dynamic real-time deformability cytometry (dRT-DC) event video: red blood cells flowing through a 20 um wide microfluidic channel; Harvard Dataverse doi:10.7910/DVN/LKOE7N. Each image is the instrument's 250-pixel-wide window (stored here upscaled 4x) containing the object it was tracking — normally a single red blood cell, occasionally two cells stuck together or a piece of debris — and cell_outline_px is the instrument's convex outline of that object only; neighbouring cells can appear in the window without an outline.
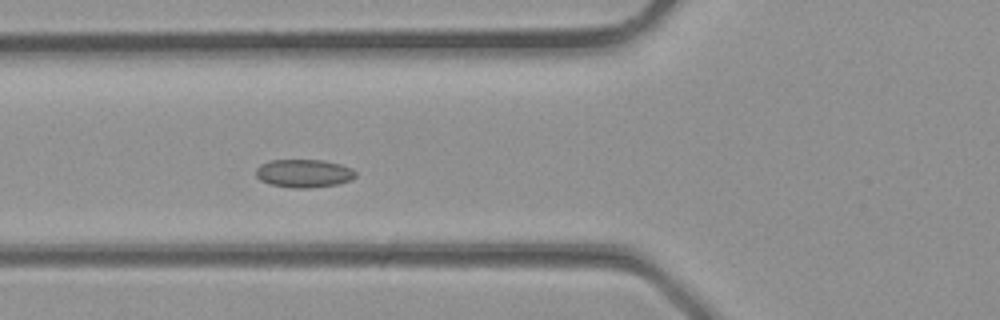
{"species": "common noctule bat (a hibernating species)", "species_latin": "Nyctalus noctula", "temperature_condition": "room temperature", "stored_images_in_passage": 35, "camera_frame_rate_fps": 3000, "um_per_image_px": 0.085, "animal": {"sex": "male", "body_mass_g": 23.1, "forearm_length_mm": 52.7}, "frame": {"image": 1, "passage_image": 12, "time_ms": 3.667, "image_size_px": [1000, 320], "cell_outline_px": [[356, 176], [348, 180], [336, 184], [308, 188], [292, 188], [268, 184], [260, 180], [256, 176], [256, 168], [260, 164], [268, 160], [324, 160], [340, 164], [352, 168], [356, 172]], "centroid_in_image_um": [25.78, 14.73], "position_along_channel_um": 100.0, "area_um2": 16.42}}
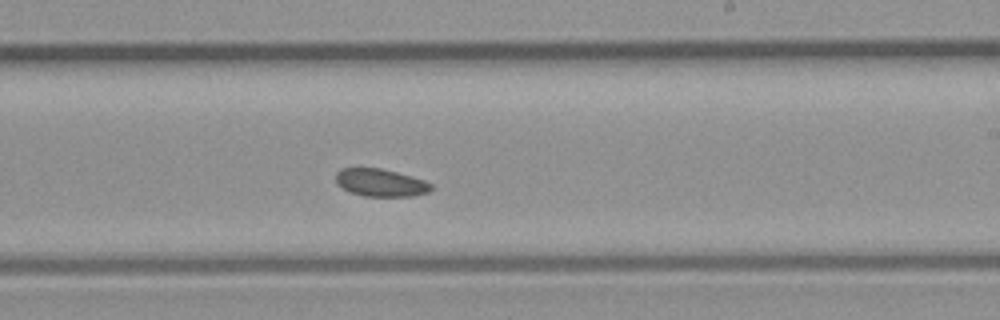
{"frame": {"image": 2, "passage_image": 20, "time_ms": 6.333, "image_size_px": [1000, 320], "cell_outline_px": [[432, 188], [428, 192], [412, 196], [364, 196], [352, 192], [336, 184], [336, 172], [340, 168], [380, 168], [412, 176], [424, 180], [432, 184]], "centroid_in_image_um": [32.35, 15.52], "position_along_channel_um": 256.7, "area_um2": 15.26}}
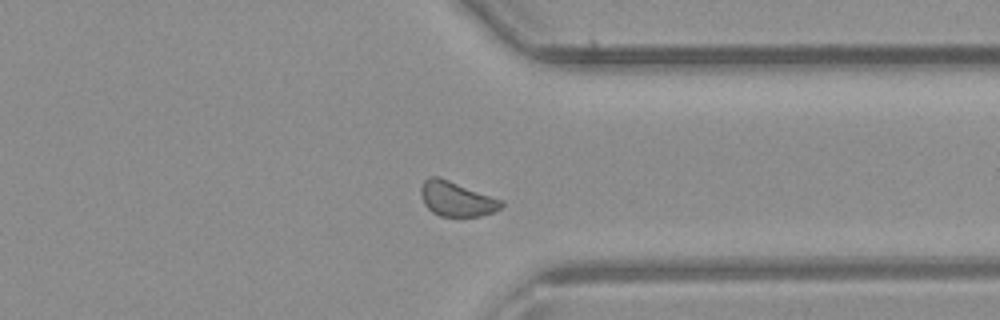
{"frame": {"image": 3, "passage_image": 26, "time_ms": 8.333, "image_size_px": [1000, 320], "cell_outline_px": [[504, 204], [496, 212], [480, 216], [440, 216], [432, 212], [424, 204], [420, 192], [420, 184], [424, 180], [432, 176], [440, 176], [504, 200]], "centroid_in_image_um": [38.82, 16.89], "position_along_channel_um": 372.6, "area_um2": 16.65}}